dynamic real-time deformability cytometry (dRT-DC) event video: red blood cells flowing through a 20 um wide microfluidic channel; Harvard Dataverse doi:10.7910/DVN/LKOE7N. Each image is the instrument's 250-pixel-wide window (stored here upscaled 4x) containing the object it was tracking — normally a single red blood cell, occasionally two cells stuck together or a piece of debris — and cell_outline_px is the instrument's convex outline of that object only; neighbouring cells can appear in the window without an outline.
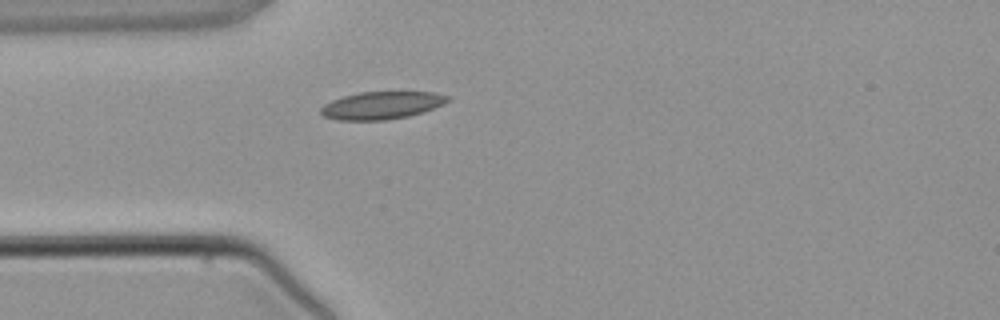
{"species": "common noctule bat (a hibernating species)", "species_latin": "Nyctalus noctula", "temperature_condition": "warm", "stored_images_in_passage": 4, "camera_frame_rate_fps": 3000, "um_per_image_px": 0.085, "animal": {"sex": "male", "body_mass_g": 21.5, "forearm_length_mm": 52.0}, "frame": {"image": 1, "passage_image": 4, "time_ms": 3.333, "image_size_px": [1000, 320], "cell_outline_px": [[448, 100], [444, 104], [424, 112], [408, 116], [384, 120], [336, 120], [324, 116], [320, 112], [320, 108], [324, 104], [332, 100], [344, 96], [360, 92], [432, 92], [448, 96]], "centroid_in_image_um": [32.42, 8.96], "position_along_channel_um": 52.6, "area_um2": 20.29}}